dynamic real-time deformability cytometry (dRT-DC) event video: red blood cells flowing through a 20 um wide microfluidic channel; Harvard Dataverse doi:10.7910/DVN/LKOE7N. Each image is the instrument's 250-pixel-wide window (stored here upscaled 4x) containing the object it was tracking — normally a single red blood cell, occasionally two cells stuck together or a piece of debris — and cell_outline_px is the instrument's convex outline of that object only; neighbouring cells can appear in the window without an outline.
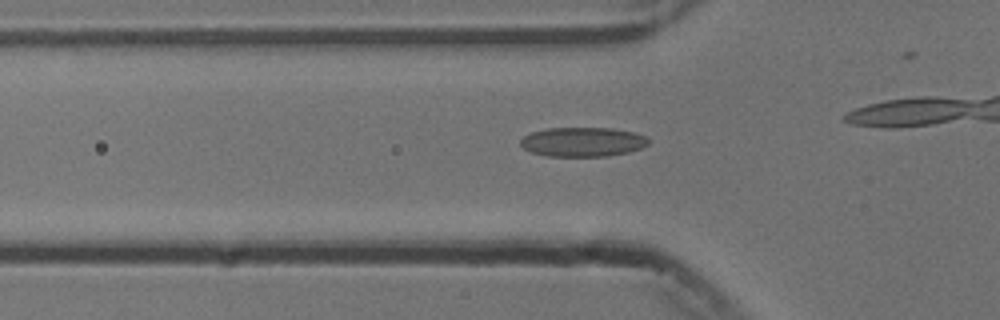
{"species": "common noctule bat (a hibernating species)", "species_latin": "Nyctalus noctula", "temperature_condition": "cold", "stored_images_in_passage": 42, "camera_frame_rate_fps": 3000, "um_per_image_px": 0.085, "animal": {"sex": "male", "body_mass_g": 13.3}, "frame": {"image": 1, "passage_image": 18, "time_ms": 5.667, "image_size_px": [1000, 320], "cell_outline_px": [[648, 144], [640, 148], [628, 152], [608, 156], [548, 156], [532, 152], [524, 148], [520, 144], [520, 140], [524, 136], [532, 132], [548, 128], [612, 128], [636, 132], [644, 136], [648, 140]], "centroid_in_image_um": [49.53, 12.06], "position_along_channel_um": 76.3, "area_um2": 21.79}}
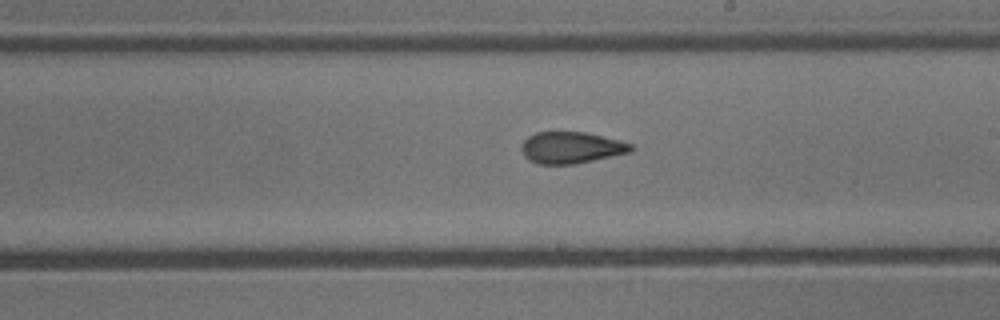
{"frame": {"image": 2, "passage_image": 31, "time_ms": 10.0, "image_size_px": [1000, 320], "cell_outline_px": [[636, 148], [632, 152], [576, 164], [540, 164], [528, 160], [524, 156], [520, 148], [524, 140], [528, 136], [536, 132], [588, 132], [620, 140], [632, 144]], "centroid_in_image_um": [48.58, 12.55], "position_along_channel_um": 240.4, "area_um2": 20.46}}
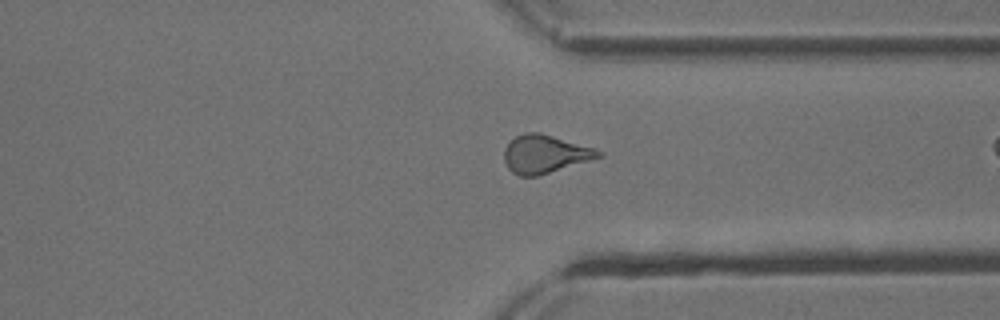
{"frame": {"image": 3, "passage_image": 41, "time_ms": 13.333, "image_size_px": [1000, 320], "cell_outline_px": [[604, 156], [592, 160], [536, 176], [520, 176], [512, 172], [508, 168], [504, 160], [504, 148], [516, 136], [524, 132], [540, 132], [596, 148], [604, 152]], "centroid_in_image_um": [46.35, 13.08], "position_along_channel_um": 365.0, "area_um2": 21.1}}